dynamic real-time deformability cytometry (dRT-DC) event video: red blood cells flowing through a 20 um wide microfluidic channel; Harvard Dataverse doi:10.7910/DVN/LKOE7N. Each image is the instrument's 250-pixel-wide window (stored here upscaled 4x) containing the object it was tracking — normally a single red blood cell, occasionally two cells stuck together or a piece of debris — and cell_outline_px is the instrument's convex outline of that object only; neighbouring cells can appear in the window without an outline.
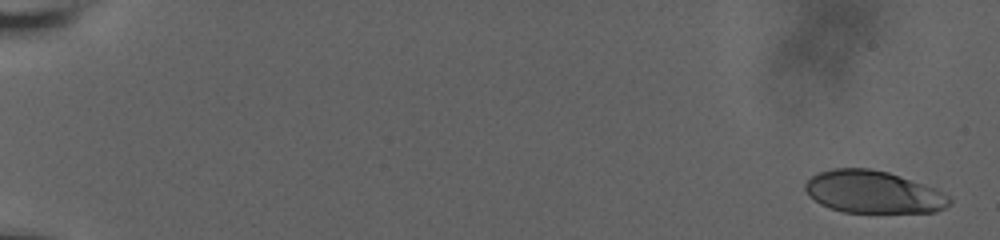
{"species": "human", "species_latin": "Homo sapiens", "temperature_condition": "room temperature", "stored_images_in_passage": 29, "camera_frame_rate_fps": 3000, "um_per_image_px": 0.085, "donor": {"sex": "male"}, "frame": {"image": 1, "passage_image": 1, "time_ms": 0.0, "image_size_px": [1000, 240], "cell_outline_px": [[952, 200], [944, 208], [936, 212], [844, 212], [820, 204], [804, 188], [804, 184], [812, 176], [820, 172], [832, 168], [868, 168], [888, 172], [936, 188], [948, 196]], "centroid_in_image_um": [74.24, 16.31], "position_along_channel_um": 10.8, "area_um2": 35.32}}
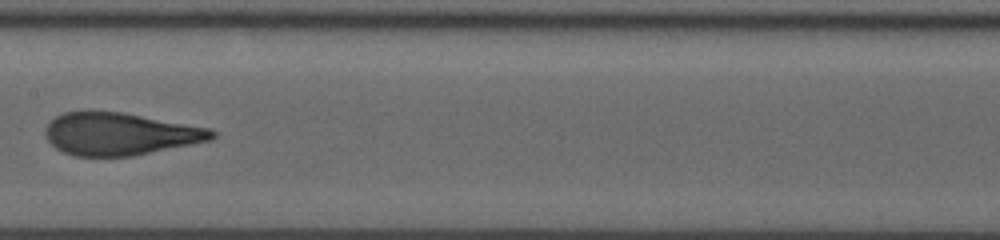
{"frame": {"image": 2, "passage_image": 17, "time_ms": 10.333, "image_size_px": [1000, 240], "cell_outline_px": [[216, 136], [212, 140], [132, 156], [76, 156], [64, 152], [56, 148], [48, 140], [44, 132], [48, 124], [56, 116], [64, 112], [88, 108], [124, 112], [212, 128], [216, 132]], "centroid_in_image_um": [10.19, 11.34], "position_along_channel_um": 197.2, "area_um2": 41.96}}
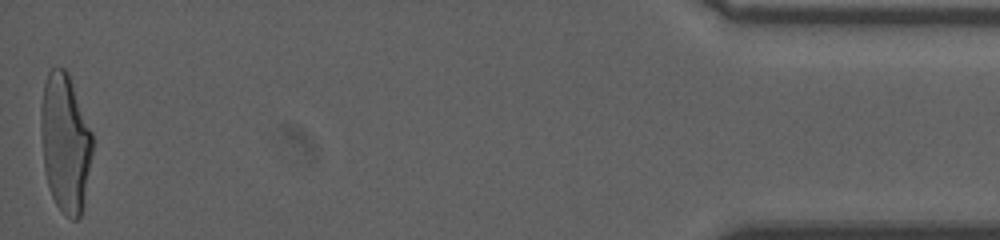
{"frame": {"image": 3, "passage_image": 29, "time_ms": 18.667, "image_size_px": [1000, 240], "cell_outline_px": [[92, 152], [84, 204], [80, 216], [76, 220], [72, 220], [64, 216], [56, 204], [52, 196], [48, 184], [44, 168], [40, 124], [40, 108], [44, 84], [48, 72], [52, 68], [64, 68], [68, 72], [92, 132]], "centroid_in_image_um": [5.54, 12.16], "position_along_channel_um": 429.7, "area_um2": 41.67}, "authors_computed_cell_mechanics": {"area_um2": 40.46, "velocity_mm_per_s": 3.7816, "shape_relaxation_time_tau1_ms": 5.156, "shape_relaxation_time_tau2_ms": 0.7924, "deformation_change_tau1": 0.2297, "deformation_change_tau2": 0.0843}}